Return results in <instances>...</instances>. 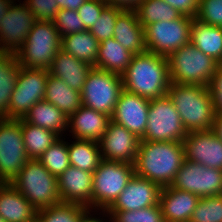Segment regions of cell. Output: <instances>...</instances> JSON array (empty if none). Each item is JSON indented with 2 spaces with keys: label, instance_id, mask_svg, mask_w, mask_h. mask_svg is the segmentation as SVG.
<instances>
[{
  "label": "cell",
  "instance_id": "1",
  "mask_svg": "<svg viewBox=\"0 0 222 222\" xmlns=\"http://www.w3.org/2000/svg\"><path fill=\"white\" fill-rule=\"evenodd\" d=\"M122 80L123 90L148 100L167 95L171 83L168 58L149 51L134 54Z\"/></svg>",
  "mask_w": 222,
  "mask_h": 222
},
{
  "label": "cell",
  "instance_id": "2",
  "mask_svg": "<svg viewBox=\"0 0 222 222\" xmlns=\"http://www.w3.org/2000/svg\"><path fill=\"white\" fill-rule=\"evenodd\" d=\"M185 159L183 142L141 140L134 161L135 174L158 184L170 186Z\"/></svg>",
  "mask_w": 222,
  "mask_h": 222
},
{
  "label": "cell",
  "instance_id": "3",
  "mask_svg": "<svg viewBox=\"0 0 222 222\" xmlns=\"http://www.w3.org/2000/svg\"><path fill=\"white\" fill-rule=\"evenodd\" d=\"M167 95L187 133L211 130L216 113L206 86L170 83Z\"/></svg>",
  "mask_w": 222,
  "mask_h": 222
},
{
  "label": "cell",
  "instance_id": "4",
  "mask_svg": "<svg viewBox=\"0 0 222 222\" xmlns=\"http://www.w3.org/2000/svg\"><path fill=\"white\" fill-rule=\"evenodd\" d=\"M37 210L61 202L57 177L38 159H29L10 182Z\"/></svg>",
  "mask_w": 222,
  "mask_h": 222
},
{
  "label": "cell",
  "instance_id": "5",
  "mask_svg": "<svg viewBox=\"0 0 222 222\" xmlns=\"http://www.w3.org/2000/svg\"><path fill=\"white\" fill-rule=\"evenodd\" d=\"M62 37L50 21H36L23 46L16 52L18 64L27 68L49 70L61 49Z\"/></svg>",
  "mask_w": 222,
  "mask_h": 222
},
{
  "label": "cell",
  "instance_id": "6",
  "mask_svg": "<svg viewBox=\"0 0 222 222\" xmlns=\"http://www.w3.org/2000/svg\"><path fill=\"white\" fill-rule=\"evenodd\" d=\"M171 83L208 86L220 64L191 42L168 57Z\"/></svg>",
  "mask_w": 222,
  "mask_h": 222
},
{
  "label": "cell",
  "instance_id": "7",
  "mask_svg": "<svg viewBox=\"0 0 222 222\" xmlns=\"http://www.w3.org/2000/svg\"><path fill=\"white\" fill-rule=\"evenodd\" d=\"M134 164L102 160L93 172V211H106L134 176Z\"/></svg>",
  "mask_w": 222,
  "mask_h": 222
},
{
  "label": "cell",
  "instance_id": "8",
  "mask_svg": "<svg viewBox=\"0 0 222 222\" xmlns=\"http://www.w3.org/2000/svg\"><path fill=\"white\" fill-rule=\"evenodd\" d=\"M122 91V76L93 67L80 93L82 105L112 117Z\"/></svg>",
  "mask_w": 222,
  "mask_h": 222
},
{
  "label": "cell",
  "instance_id": "9",
  "mask_svg": "<svg viewBox=\"0 0 222 222\" xmlns=\"http://www.w3.org/2000/svg\"><path fill=\"white\" fill-rule=\"evenodd\" d=\"M187 136L180 115L168 95L150 100L144 141H180Z\"/></svg>",
  "mask_w": 222,
  "mask_h": 222
},
{
  "label": "cell",
  "instance_id": "10",
  "mask_svg": "<svg viewBox=\"0 0 222 222\" xmlns=\"http://www.w3.org/2000/svg\"><path fill=\"white\" fill-rule=\"evenodd\" d=\"M193 19L181 15L173 21H159L148 25L144 29L147 51L168 58L180 47L190 43Z\"/></svg>",
  "mask_w": 222,
  "mask_h": 222
},
{
  "label": "cell",
  "instance_id": "11",
  "mask_svg": "<svg viewBox=\"0 0 222 222\" xmlns=\"http://www.w3.org/2000/svg\"><path fill=\"white\" fill-rule=\"evenodd\" d=\"M29 159L21 119L0 118V183H10Z\"/></svg>",
  "mask_w": 222,
  "mask_h": 222
},
{
  "label": "cell",
  "instance_id": "12",
  "mask_svg": "<svg viewBox=\"0 0 222 222\" xmlns=\"http://www.w3.org/2000/svg\"><path fill=\"white\" fill-rule=\"evenodd\" d=\"M49 70L20 66L6 119H22L29 109L45 98Z\"/></svg>",
  "mask_w": 222,
  "mask_h": 222
},
{
  "label": "cell",
  "instance_id": "13",
  "mask_svg": "<svg viewBox=\"0 0 222 222\" xmlns=\"http://www.w3.org/2000/svg\"><path fill=\"white\" fill-rule=\"evenodd\" d=\"M170 187L188 191L199 197L221 195L222 170L184 159Z\"/></svg>",
  "mask_w": 222,
  "mask_h": 222
},
{
  "label": "cell",
  "instance_id": "14",
  "mask_svg": "<svg viewBox=\"0 0 222 222\" xmlns=\"http://www.w3.org/2000/svg\"><path fill=\"white\" fill-rule=\"evenodd\" d=\"M13 0L0 21V51L11 54L23 46L31 28L37 21L24 2Z\"/></svg>",
  "mask_w": 222,
  "mask_h": 222
},
{
  "label": "cell",
  "instance_id": "15",
  "mask_svg": "<svg viewBox=\"0 0 222 222\" xmlns=\"http://www.w3.org/2000/svg\"><path fill=\"white\" fill-rule=\"evenodd\" d=\"M140 141L124 126L110 121L98 143L103 160L134 164Z\"/></svg>",
  "mask_w": 222,
  "mask_h": 222
},
{
  "label": "cell",
  "instance_id": "16",
  "mask_svg": "<svg viewBox=\"0 0 222 222\" xmlns=\"http://www.w3.org/2000/svg\"><path fill=\"white\" fill-rule=\"evenodd\" d=\"M150 100L123 90L119 96L111 121L144 138Z\"/></svg>",
  "mask_w": 222,
  "mask_h": 222
},
{
  "label": "cell",
  "instance_id": "17",
  "mask_svg": "<svg viewBox=\"0 0 222 222\" xmlns=\"http://www.w3.org/2000/svg\"><path fill=\"white\" fill-rule=\"evenodd\" d=\"M182 142L185 159L222 170V141L211 130L188 132Z\"/></svg>",
  "mask_w": 222,
  "mask_h": 222
},
{
  "label": "cell",
  "instance_id": "18",
  "mask_svg": "<svg viewBox=\"0 0 222 222\" xmlns=\"http://www.w3.org/2000/svg\"><path fill=\"white\" fill-rule=\"evenodd\" d=\"M61 202L75 203L92 211L93 172L69 166L58 178Z\"/></svg>",
  "mask_w": 222,
  "mask_h": 222
},
{
  "label": "cell",
  "instance_id": "19",
  "mask_svg": "<svg viewBox=\"0 0 222 222\" xmlns=\"http://www.w3.org/2000/svg\"><path fill=\"white\" fill-rule=\"evenodd\" d=\"M161 187L136 174L107 210H139L159 203Z\"/></svg>",
  "mask_w": 222,
  "mask_h": 222
},
{
  "label": "cell",
  "instance_id": "20",
  "mask_svg": "<svg viewBox=\"0 0 222 222\" xmlns=\"http://www.w3.org/2000/svg\"><path fill=\"white\" fill-rule=\"evenodd\" d=\"M199 199V196L188 191L170 186L162 187L159 194V204L165 222L190 221Z\"/></svg>",
  "mask_w": 222,
  "mask_h": 222
},
{
  "label": "cell",
  "instance_id": "21",
  "mask_svg": "<svg viewBox=\"0 0 222 222\" xmlns=\"http://www.w3.org/2000/svg\"><path fill=\"white\" fill-rule=\"evenodd\" d=\"M111 117L82 105L68 119V131L73 139L99 141L104 135ZM71 129V130H69Z\"/></svg>",
  "mask_w": 222,
  "mask_h": 222
},
{
  "label": "cell",
  "instance_id": "22",
  "mask_svg": "<svg viewBox=\"0 0 222 222\" xmlns=\"http://www.w3.org/2000/svg\"><path fill=\"white\" fill-rule=\"evenodd\" d=\"M0 216L6 222H29L38 210L11 183H0Z\"/></svg>",
  "mask_w": 222,
  "mask_h": 222
},
{
  "label": "cell",
  "instance_id": "23",
  "mask_svg": "<svg viewBox=\"0 0 222 222\" xmlns=\"http://www.w3.org/2000/svg\"><path fill=\"white\" fill-rule=\"evenodd\" d=\"M113 37L133 54L147 51L145 31L135 10H123L116 18Z\"/></svg>",
  "mask_w": 222,
  "mask_h": 222
},
{
  "label": "cell",
  "instance_id": "24",
  "mask_svg": "<svg viewBox=\"0 0 222 222\" xmlns=\"http://www.w3.org/2000/svg\"><path fill=\"white\" fill-rule=\"evenodd\" d=\"M93 66L78 60L63 49L57 52L53 59L49 73L59 79H62L73 90L81 93L88 73Z\"/></svg>",
  "mask_w": 222,
  "mask_h": 222
},
{
  "label": "cell",
  "instance_id": "25",
  "mask_svg": "<svg viewBox=\"0 0 222 222\" xmlns=\"http://www.w3.org/2000/svg\"><path fill=\"white\" fill-rule=\"evenodd\" d=\"M134 54L124 48L114 37L100 42L94 68L122 76Z\"/></svg>",
  "mask_w": 222,
  "mask_h": 222
},
{
  "label": "cell",
  "instance_id": "26",
  "mask_svg": "<svg viewBox=\"0 0 222 222\" xmlns=\"http://www.w3.org/2000/svg\"><path fill=\"white\" fill-rule=\"evenodd\" d=\"M28 123L54 131L60 137L68 130L69 117L48 101H39L23 118Z\"/></svg>",
  "mask_w": 222,
  "mask_h": 222
},
{
  "label": "cell",
  "instance_id": "27",
  "mask_svg": "<svg viewBox=\"0 0 222 222\" xmlns=\"http://www.w3.org/2000/svg\"><path fill=\"white\" fill-rule=\"evenodd\" d=\"M190 42L222 65V28L202 23L196 18L191 25Z\"/></svg>",
  "mask_w": 222,
  "mask_h": 222
},
{
  "label": "cell",
  "instance_id": "28",
  "mask_svg": "<svg viewBox=\"0 0 222 222\" xmlns=\"http://www.w3.org/2000/svg\"><path fill=\"white\" fill-rule=\"evenodd\" d=\"M44 100L55 105L68 117L82 106L80 92L73 90L62 79L51 74L47 78Z\"/></svg>",
  "mask_w": 222,
  "mask_h": 222
},
{
  "label": "cell",
  "instance_id": "29",
  "mask_svg": "<svg viewBox=\"0 0 222 222\" xmlns=\"http://www.w3.org/2000/svg\"><path fill=\"white\" fill-rule=\"evenodd\" d=\"M100 42L88 30L62 37L61 49L95 67Z\"/></svg>",
  "mask_w": 222,
  "mask_h": 222
},
{
  "label": "cell",
  "instance_id": "30",
  "mask_svg": "<svg viewBox=\"0 0 222 222\" xmlns=\"http://www.w3.org/2000/svg\"><path fill=\"white\" fill-rule=\"evenodd\" d=\"M20 65L14 54L0 51V118L9 116V104Z\"/></svg>",
  "mask_w": 222,
  "mask_h": 222
},
{
  "label": "cell",
  "instance_id": "31",
  "mask_svg": "<svg viewBox=\"0 0 222 222\" xmlns=\"http://www.w3.org/2000/svg\"><path fill=\"white\" fill-rule=\"evenodd\" d=\"M71 142L68 144L69 164L84 171L94 172L103 160L99 143L76 138Z\"/></svg>",
  "mask_w": 222,
  "mask_h": 222
},
{
  "label": "cell",
  "instance_id": "32",
  "mask_svg": "<svg viewBox=\"0 0 222 222\" xmlns=\"http://www.w3.org/2000/svg\"><path fill=\"white\" fill-rule=\"evenodd\" d=\"M21 129L24 147L30 159H39L60 138L54 131L28 123L23 118L21 119Z\"/></svg>",
  "mask_w": 222,
  "mask_h": 222
},
{
  "label": "cell",
  "instance_id": "33",
  "mask_svg": "<svg viewBox=\"0 0 222 222\" xmlns=\"http://www.w3.org/2000/svg\"><path fill=\"white\" fill-rule=\"evenodd\" d=\"M134 10L144 29L152 23L173 21L181 16L176 9L164 0H143Z\"/></svg>",
  "mask_w": 222,
  "mask_h": 222
},
{
  "label": "cell",
  "instance_id": "34",
  "mask_svg": "<svg viewBox=\"0 0 222 222\" xmlns=\"http://www.w3.org/2000/svg\"><path fill=\"white\" fill-rule=\"evenodd\" d=\"M89 211L75 203L60 202L56 205L38 210V216L43 222H79Z\"/></svg>",
  "mask_w": 222,
  "mask_h": 222
},
{
  "label": "cell",
  "instance_id": "35",
  "mask_svg": "<svg viewBox=\"0 0 222 222\" xmlns=\"http://www.w3.org/2000/svg\"><path fill=\"white\" fill-rule=\"evenodd\" d=\"M64 137L55 141L38 159L55 177H59L69 166L68 143Z\"/></svg>",
  "mask_w": 222,
  "mask_h": 222
},
{
  "label": "cell",
  "instance_id": "36",
  "mask_svg": "<svg viewBox=\"0 0 222 222\" xmlns=\"http://www.w3.org/2000/svg\"><path fill=\"white\" fill-rule=\"evenodd\" d=\"M109 222H165L160 204L139 210H106L100 211ZM103 212V213H102Z\"/></svg>",
  "mask_w": 222,
  "mask_h": 222
},
{
  "label": "cell",
  "instance_id": "37",
  "mask_svg": "<svg viewBox=\"0 0 222 222\" xmlns=\"http://www.w3.org/2000/svg\"><path fill=\"white\" fill-rule=\"evenodd\" d=\"M192 222H222V194L200 197L191 216Z\"/></svg>",
  "mask_w": 222,
  "mask_h": 222
},
{
  "label": "cell",
  "instance_id": "38",
  "mask_svg": "<svg viewBox=\"0 0 222 222\" xmlns=\"http://www.w3.org/2000/svg\"><path fill=\"white\" fill-rule=\"evenodd\" d=\"M117 6H106L96 20V23L88 30L99 41L102 42L113 37L116 18L123 11Z\"/></svg>",
  "mask_w": 222,
  "mask_h": 222
},
{
  "label": "cell",
  "instance_id": "39",
  "mask_svg": "<svg viewBox=\"0 0 222 222\" xmlns=\"http://www.w3.org/2000/svg\"><path fill=\"white\" fill-rule=\"evenodd\" d=\"M53 23L61 37L86 30L76 10L60 9Z\"/></svg>",
  "mask_w": 222,
  "mask_h": 222
},
{
  "label": "cell",
  "instance_id": "40",
  "mask_svg": "<svg viewBox=\"0 0 222 222\" xmlns=\"http://www.w3.org/2000/svg\"><path fill=\"white\" fill-rule=\"evenodd\" d=\"M197 20L222 28V0H200Z\"/></svg>",
  "mask_w": 222,
  "mask_h": 222
},
{
  "label": "cell",
  "instance_id": "41",
  "mask_svg": "<svg viewBox=\"0 0 222 222\" xmlns=\"http://www.w3.org/2000/svg\"><path fill=\"white\" fill-rule=\"evenodd\" d=\"M27 8L34 14L37 21L53 22L60 7L55 0H24Z\"/></svg>",
  "mask_w": 222,
  "mask_h": 222
},
{
  "label": "cell",
  "instance_id": "42",
  "mask_svg": "<svg viewBox=\"0 0 222 222\" xmlns=\"http://www.w3.org/2000/svg\"><path fill=\"white\" fill-rule=\"evenodd\" d=\"M107 6L104 0H86L77 10L79 17L82 19L84 28L89 30L98 18L102 10Z\"/></svg>",
  "mask_w": 222,
  "mask_h": 222
},
{
  "label": "cell",
  "instance_id": "43",
  "mask_svg": "<svg viewBox=\"0 0 222 222\" xmlns=\"http://www.w3.org/2000/svg\"><path fill=\"white\" fill-rule=\"evenodd\" d=\"M207 88L212 97L215 113L222 115V65L216 69Z\"/></svg>",
  "mask_w": 222,
  "mask_h": 222
},
{
  "label": "cell",
  "instance_id": "44",
  "mask_svg": "<svg viewBox=\"0 0 222 222\" xmlns=\"http://www.w3.org/2000/svg\"><path fill=\"white\" fill-rule=\"evenodd\" d=\"M181 15L195 18L199 9L200 0H164Z\"/></svg>",
  "mask_w": 222,
  "mask_h": 222
},
{
  "label": "cell",
  "instance_id": "45",
  "mask_svg": "<svg viewBox=\"0 0 222 222\" xmlns=\"http://www.w3.org/2000/svg\"><path fill=\"white\" fill-rule=\"evenodd\" d=\"M108 6H117L125 10H134L143 0H104Z\"/></svg>",
  "mask_w": 222,
  "mask_h": 222
},
{
  "label": "cell",
  "instance_id": "46",
  "mask_svg": "<svg viewBox=\"0 0 222 222\" xmlns=\"http://www.w3.org/2000/svg\"><path fill=\"white\" fill-rule=\"evenodd\" d=\"M60 9L78 10L86 0H55Z\"/></svg>",
  "mask_w": 222,
  "mask_h": 222
},
{
  "label": "cell",
  "instance_id": "47",
  "mask_svg": "<svg viewBox=\"0 0 222 222\" xmlns=\"http://www.w3.org/2000/svg\"><path fill=\"white\" fill-rule=\"evenodd\" d=\"M211 131L222 141V115H215Z\"/></svg>",
  "mask_w": 222,
  "mask_h": 222
},
{
  "label": "cell",
  "instance_id": "48",
  "mask_svg": "<svg viewBox=\"0 0 222 222\" xmlns=\"http://www.w3.org/2000/svg\"><path fill=\"white\" fill-rule=\"evenodd\" d=\"M92 212H96L95 214H100V212L99 211H91V210H89L81 219H80V221L79 222H104L105 221V219H102L101 218V216L100 217H98V216H95L94 214H91ZM97 212H99V213H97ZM94 215V216H93ZM97 217V218H96ZM105 222H107V219H106V221Z\"/></svg>",
  "mask_w": 222,
  "mask_h": 222
},
{
  "label": "cell",
  "instance_id": "49",
  "mask_svg": "<svg viewBox=\"0 0 222 222\" xmlns=\"http://www.w3.org/2000/svg\"><path fill=\"white\" fill-rule=\"evenodd\" d=\"M12 2L13 0H0V21Z\"/></svg>",
  "mask_w": 222,
  "mask_h": 222
},
{
  "label": "cell",
  "instance_id": "50",
  "mask_svg": "<svg viewBox=\"0 0 222 222\" xmlns=\"http://www.w3.org/2000/svg\"><path fill=\"white\" fill-rule=\"evenodd\" d=\"M29 222H43L39 216H37L33 221H29Z\"/></svg>",
  "mask_w": 222,
  "mask_h": 222
},
{
  "label": "cell",
  "instance_id": "51",
  "mask_svg": "<svg viewBox=\"0 0 222 222\" xmlns=\"http://www.w3.org/2000/svg\"><path fill=\"white\" fill-rule=\"evenodd\" d=\"M0 222H6V221L0 216Z\"/></svg>",
  "mask_w": 222,
  "mask_h": 222
}]
</instances>
